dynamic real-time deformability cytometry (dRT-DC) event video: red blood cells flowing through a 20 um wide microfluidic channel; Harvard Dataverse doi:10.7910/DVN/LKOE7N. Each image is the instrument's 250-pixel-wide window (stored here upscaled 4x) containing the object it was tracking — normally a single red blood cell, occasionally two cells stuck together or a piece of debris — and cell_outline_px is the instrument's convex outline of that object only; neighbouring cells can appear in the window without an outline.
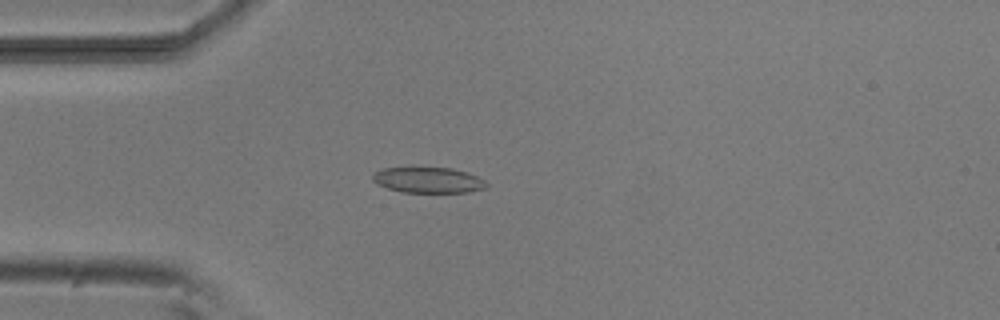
{"species": "common noctule bat (a hibernating species)", "species_latin": "Nyctalus noctula", "temperature_condition": "room temperature", "stored_images_in_passage": 3, "camera_frame_rate_fps": 3000, "um_per_image_px": 0.085, "animal": {"sex": "male", "body_mass_g": 20.5, "forearm_length_mm": 52.5}, "frame": {"image": 1, "passage_image": 3, "time_ms": 2.333, "image_size_px": [1000, 320], "cell_outline_px": [[488, 184], [484, 188], [468, 192], [404, 192], [388, 188], [376, 184], [372, 180], [372, 172], [384, 168], [412, 164], [452, 168], [468, 172], [484, 180]], "centroid_in_image_um": [36.32, 15.24], "position_along_channel_um": 48.7, "area_um2": 17.92}}